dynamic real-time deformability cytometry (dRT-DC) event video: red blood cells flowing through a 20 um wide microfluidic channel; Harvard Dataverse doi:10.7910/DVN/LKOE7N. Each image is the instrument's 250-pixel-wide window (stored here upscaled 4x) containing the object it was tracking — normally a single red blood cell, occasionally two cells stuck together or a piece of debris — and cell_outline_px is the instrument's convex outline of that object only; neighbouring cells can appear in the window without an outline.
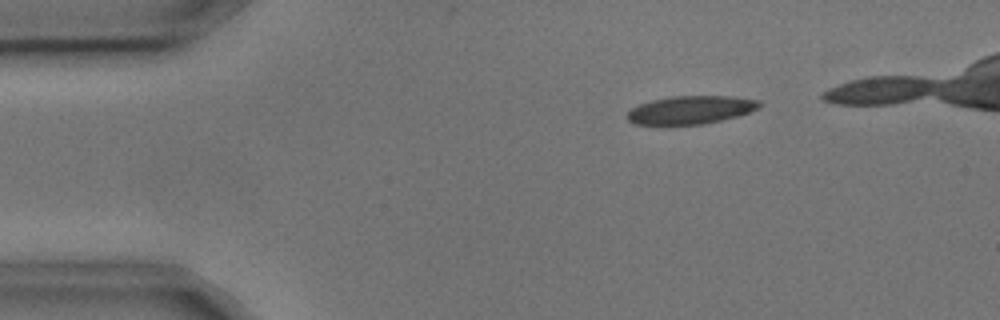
{"species": "common noctule bat (a hibernating species)", "species_latin": "Nyctalus noctula", "temperature_condition": "cold", "stored_images_in_passage": 4, "camera_frame_rate_fps": 3000, "um_per_image_px": 0.085, "animal": {"sex": "male", "body_mass_g": 17.9, "forearm_length_mm": 54.2}, "frame": {"image": 1, "passage_image": 1, "time_ms": 0.0, "image_size_px": [1000, 320], "cell_outline_px": [[764, 104], [760, 108], [736, 116], [704, 124], [636, 124], [628, 120], [628, 112], [632, 108], [640, 104], [652, 100], [672, 96], [732, 96], [760, 100]], "centroid_in_image_um": [58.77, 9.32], "position_along_channel_um": 26.2, "area_um2": 21.5}}